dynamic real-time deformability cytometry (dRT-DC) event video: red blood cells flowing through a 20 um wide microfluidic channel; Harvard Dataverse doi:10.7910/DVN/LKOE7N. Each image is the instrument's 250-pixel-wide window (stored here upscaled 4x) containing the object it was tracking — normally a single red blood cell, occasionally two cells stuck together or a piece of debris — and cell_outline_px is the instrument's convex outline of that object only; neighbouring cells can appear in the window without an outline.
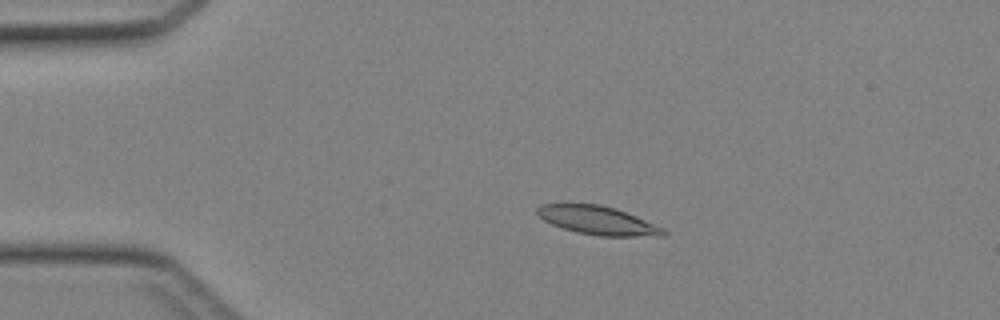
{"species": "Egyptian fruit bat (a non-hibernating species)", "species_latin": "Rousettus aegyptiacus", "temperature_condition": "cold", "stored_images_in_passage": 37, "camera_frame_rate_fps": 3000, "um_per_image_px": 0.085, "animal": {"sex": "female"}, "frame": {"image": 1, "passage_image": 2, "time_ms": 0.333, "image_size_px": [1000, 320], "cell_outline_px": [[668, 232], [664, 236], [600, 236], [576, 232], [552, 224], [544, 220], [536, 212], [536, 208], [540, 204], [600, 204], [616, 208], [636, 216], [664, 228]], "centroid_in_image_um": [50.83, 18.73], "position_along_channel_um": 34.2, "area_um2": 20.92}}
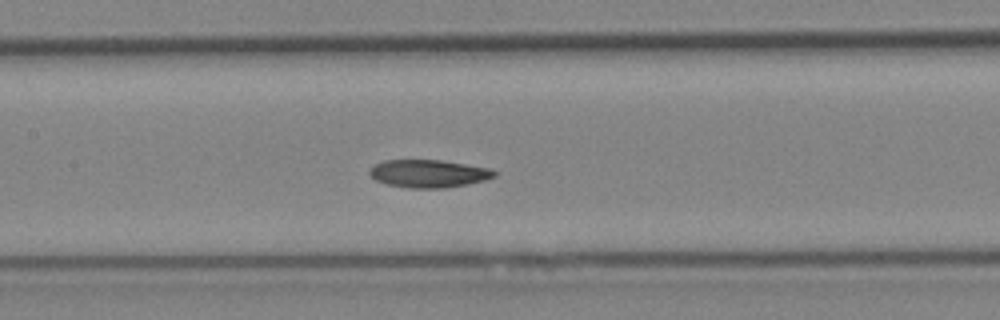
{"frame": {"image": 2, "passage_image": 14, "time_ms": 4.333, "image_size_px": [1000, 320], "cell_outline_px": [[496, 176], [484, 180], [468, 184], [444, 188], [408, 188], [388, 184], [376, 180], [368, 172], [376, 164], [384, 160], [440, 160], [488, 168], [496, 172]], "centroid_in_image_um": [36.43, 14.76], "position_along_channel_um": 171.0, "area_um2": 19.94}}
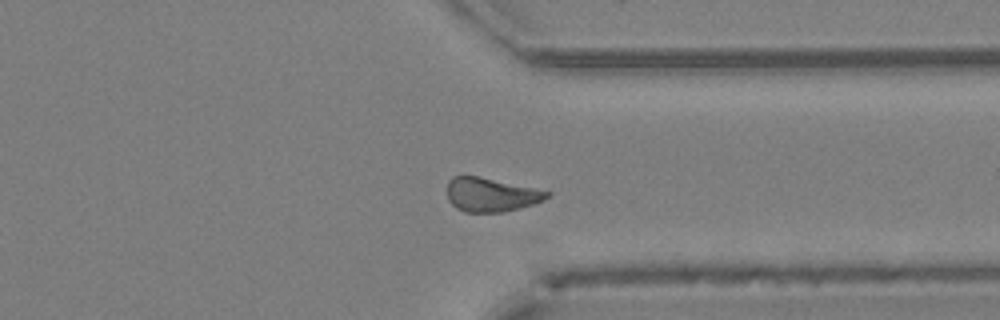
{"frame": {"image": 3, "passage_image": 27, "time_ms": 8.667, "image_size_px": [1000, 320], "cell_outline_px": [[552, 192], [544, 200], [520, 208], [500, 212], [464, 212], [456, 208], [448, 200], [448, 180], [452, 176], [476, 176]], "centroid_in_image_um": [41.7, 16.56], "position_along_channel_um": 369.7, "area_um2": 19.42}}